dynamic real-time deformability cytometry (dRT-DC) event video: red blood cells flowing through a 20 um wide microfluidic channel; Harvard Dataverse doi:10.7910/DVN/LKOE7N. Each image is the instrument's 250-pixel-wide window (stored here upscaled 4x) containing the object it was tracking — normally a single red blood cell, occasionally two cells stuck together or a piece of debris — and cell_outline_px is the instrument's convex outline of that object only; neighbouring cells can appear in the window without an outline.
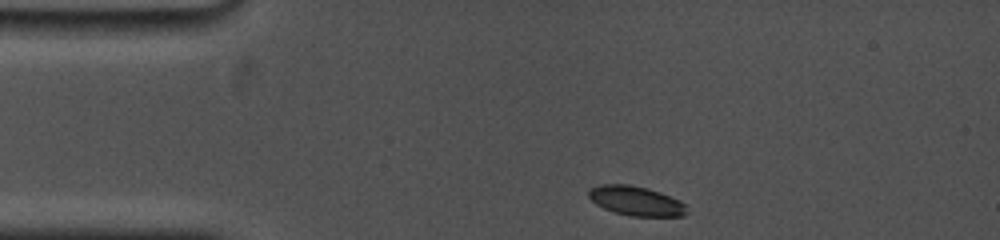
{"species": "common noctule bat (a hibernating species)", "species_latin": "Nyctalus noctula", "temperature_condition": "cold", "stored_images_in_passage": 63, "camera_frame_rate_fps": 5000, "um_per_image_px": 0.085, "animal": {"sex": "female", "body_mass_g": 19.0, "forearm_length_mm": 53.3}, "frame": {"image": 1, "passage_image": 1, "time_ms": 0.0, "image_size_px": [1000, 240], "cell_outline_px": [[688, 212], [684, 216], [632, 216], [616, 212], [604, 208], [596, 204], [588, 196], [588, 188], [600, 184], [632, 184], [648, 188], [660, 192], [680, 200], [684, 204]], "centroid_in_image_um": [54.06, 17.06], "position_along_channel_um": 30.9, "area_um2": 16.94}}
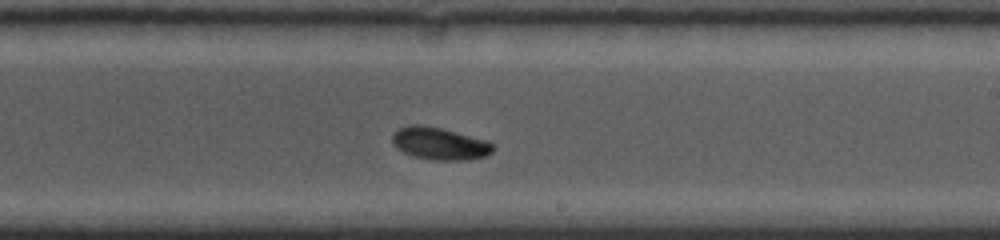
{"frame": {"image": 2, "passage_image": 33, "time_ms": 7.2, "image_size_px": [1000, 240], "cell_outline_px": [[496, 148], [492, 152], [484, 156], [468, 160], [428, 160], [412, 156], [396, 148], [392, 140], [392, 136], [400, 128], [408, 124], [420, 124], [440, 128], [488, 140], [496, 144]], "centroid_in_image_um": [37.4, 12.21], "position_along_channel_um": 251.6, "area_um2": 19.19}}
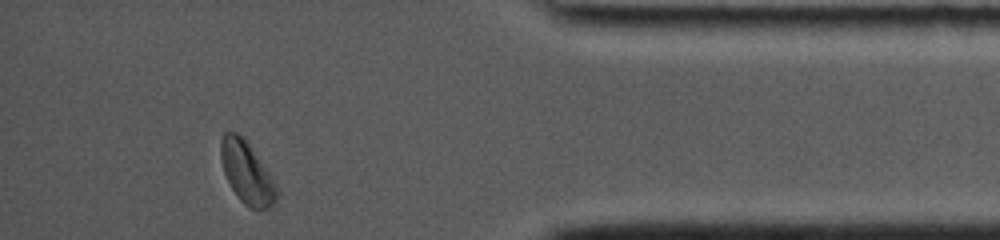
{"frame": {"image": 3, "passage_image": 61, "time_ms": 12.2, "image_size_px": [1000, 240], "cell_outline_px": [[276, 204], [268, 208], [256, 212], [248, 208], [236, 196], [224, 172], [220, 156], [220, 140], [224, 132], [236, 132], [244, 136], [276, 184]], "centroid_in_image_um": [20.97, 14.7], "position_along_channel_um": 414.2, "area_um2": 20.35}, "authors_computed_cell_mechanics": {"area_um2": 18.6694, "velocity_mm_per_s": 3.6878, "shape_relaxation_time_tau1_ms": 2.4036, "shape_relaxation_time_tau2_ms": null, "deformation_change_tau1": 0.124, "deformation_change_tau2": null}}